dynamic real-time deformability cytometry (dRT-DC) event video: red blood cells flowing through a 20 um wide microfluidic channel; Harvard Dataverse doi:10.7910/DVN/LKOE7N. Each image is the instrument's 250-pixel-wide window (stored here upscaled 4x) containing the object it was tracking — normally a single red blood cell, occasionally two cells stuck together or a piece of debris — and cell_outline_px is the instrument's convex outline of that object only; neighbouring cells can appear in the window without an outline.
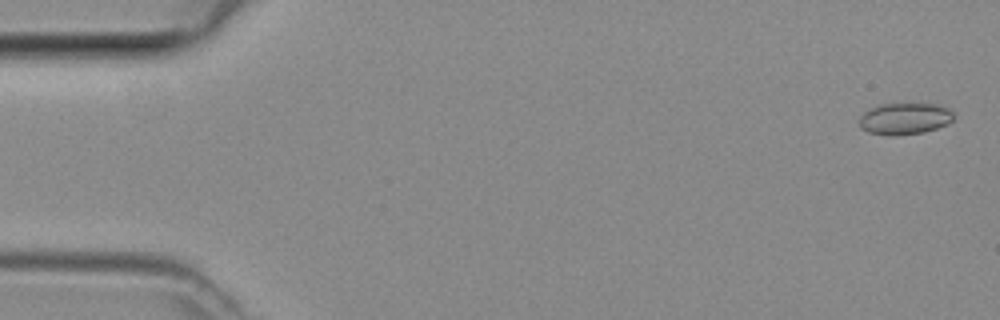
{"species": "common noctule bat (a hibernating species)", "species_latin": "Nyctalus noctula", "temperature_condition": "room temperature", "stored_images_in_passage": 48, "camera_frame_rate_fps": 3000, "um_per_image_px": 0.085, "animal": {"sex": "female", "body_mass_g": 29.2, "forearm_length_mm": 56.3}, "frame": {"image": 1, "passage_image": 2, "time_ms": 0.333, "image_size_px": [1000, 320], "cell_outline_px": [[952, 120], [948, 124], [924, 132], [896, 136], [888, 136], [868, 132], [860, 128], [860, 116], [864, 112], [880, 104], [936, 104], [948, 108], [952, 112]], "centroid_in_image_um": [76.88, 10.1], "position_along_channel_um": 8.1, "area_um2": 17.34}}
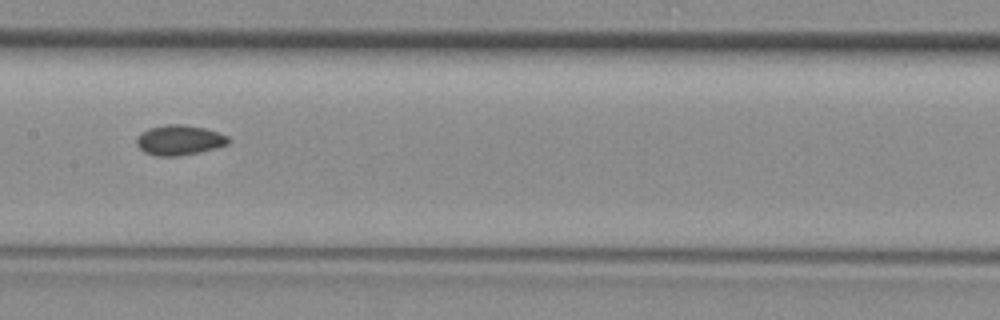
{"frame": {"image": 2, "passage_image": 24, "time_ms": 7.667, "image_size_px": [1000, 320], "cell_outline_px": [[228, 144], [216, 148], [200, 152], [180, 156], [156, 156], [144, 152], [136, 144], [136, 136], [140, 132], [148, 128], [164, 124], [180, 124], [204, 128], [228, 136]], "centroid_in_image_um": [15.19, 11.91], "position_along_channel_um": 192.2, "area_um2": 16.18}}
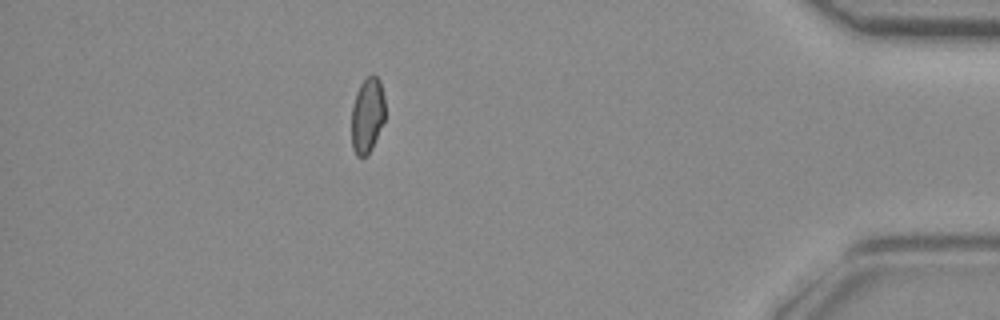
{"frame": {"image": 3, "passage_image": 42, "time_ms": 13.667, "image_size_px": [1000, 320], "cell_outline_px": [[384, 120], [372, 148], [368, 156], [356, 156], [352, 148], [352, 104], [356, 92], [360, 84], [368, 76], [376, 76], [380, 80], [384, 96]], "centroid_in_image_um": [31.21, 9.81], "position_along_channel_um": 404.0, "area_um2": 14.74}}